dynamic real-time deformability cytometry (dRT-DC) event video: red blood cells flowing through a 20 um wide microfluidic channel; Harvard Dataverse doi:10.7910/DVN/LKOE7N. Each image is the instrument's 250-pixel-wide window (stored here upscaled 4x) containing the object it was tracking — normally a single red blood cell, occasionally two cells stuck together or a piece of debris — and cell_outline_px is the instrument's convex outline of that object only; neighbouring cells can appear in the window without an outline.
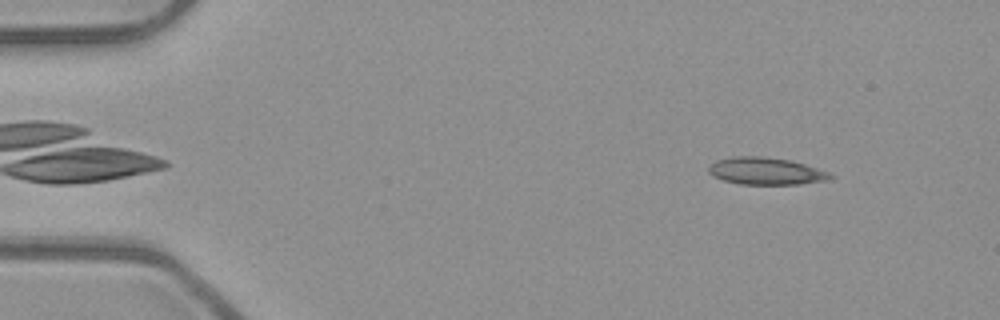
{"species": "common noctule bat (a hibernating species)", "species_latin": "Nyctalus noctula", "temperature_condition": "room temperature", "stored_images_in_passage": 48, "camera_frame_rate_fps": 3000, "um_per_image_px": 0.085, "animal": {"sex": "male", "body_mass_g": 23.1, "forearm_length_mm": 52.7}, "frame": {"image": 1, "passage_image": 2, "time_ms": 0.333, "image_size_px": [1000, 320], "cell_outline_px": [[836, 176], [824, 180], [796, 184], [740, 184], [724, 180], [712, 176], [708, 172], [708, 168], [716, 160], [732, 156], [760, 156], [792, 160], [828, 172]], "centroid_in_image_um": [65.06, 14.53], "position_along_channel_um": 19.9, "area_um2": 19.13}}
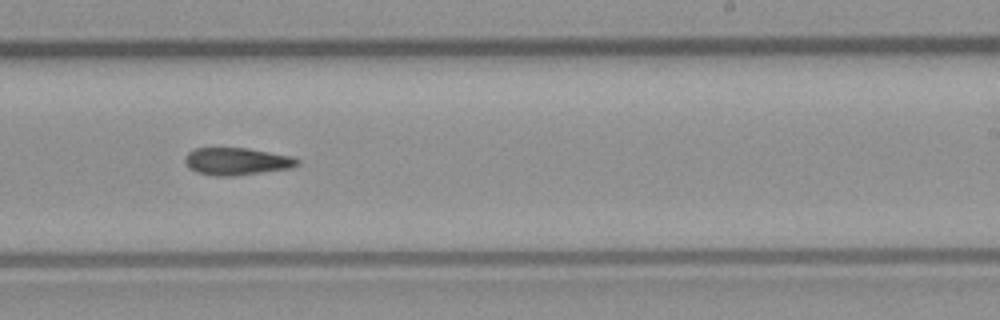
{"frame": {"image": 2, "passage_image": 28, "time_ms": 9.0, "image_size_px": [1000, 320], "cell_outline_px": [[300, 164], [292, 168], [232, 176], [216, 176], [196, 172], [188, 168], [184, 160], [184, 156], [188, 152], [196, 148], [248, 148], [292, 156], [300, 160]], "centroid_in_image_um": [20.12, 13.71], "position_along_channel_um": 268.9, "area_um2": 18.03}}
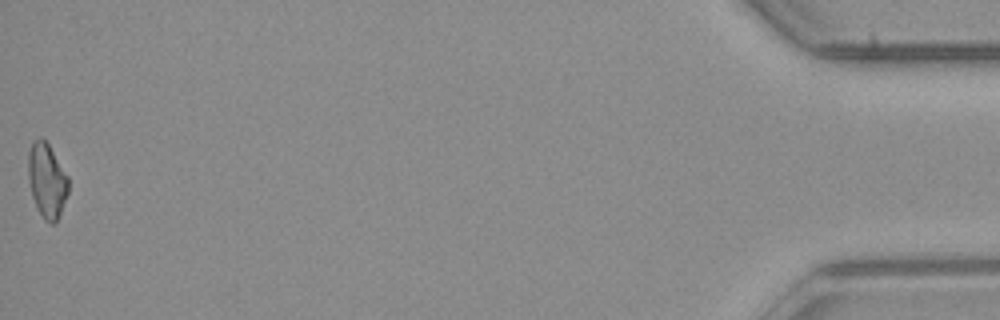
{"frame": {"image": 3, "passage_image": 48, "time_ms": 15.667, "image_size_px": [1000, 320], "cell_outline_px": [[68, 192], [56, 224], [52, 224], [44, 220], [36, 208], [32, 196], [28, 180], [28, 152], [32, 140], [40, 136], [48, 144], [68, 176]], "centroid_in_image_um": [3.96, 15.35], "position_along_channel_um": 431.2, "area_um2": 17.57}}